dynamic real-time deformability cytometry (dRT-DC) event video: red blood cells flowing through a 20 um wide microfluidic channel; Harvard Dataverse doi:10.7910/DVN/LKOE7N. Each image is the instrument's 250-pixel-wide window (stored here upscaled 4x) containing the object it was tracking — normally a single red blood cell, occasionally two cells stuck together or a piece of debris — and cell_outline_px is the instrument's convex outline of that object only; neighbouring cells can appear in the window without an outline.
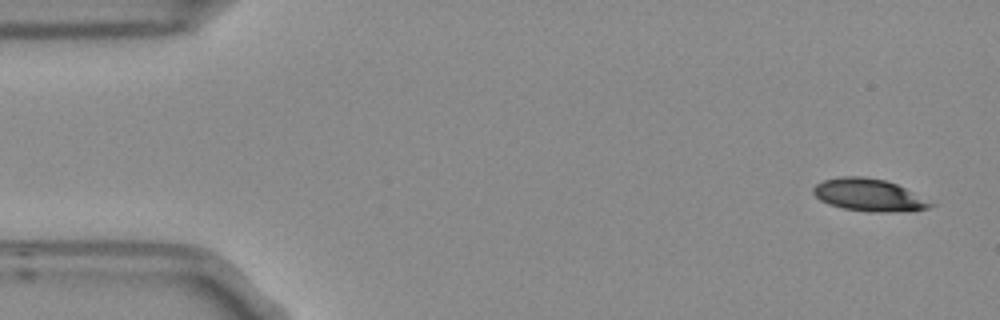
{"species": "Egyptian fruit bat (a non-hibernating species)", "species_latin": "Rousettus aegyptiacus", "temperature_condition": "room temperature", "stored_images_in_passage": 6, "camera_frame_rate_fps": 3000, "um_per_image_px": 0.085, "frame": {"image": 1, "passage_image": 1, "time_ms": 0.0, "image_size_px": [1000, 320], "cell_outline_px": [[936, 204], [928, 208], [888, 212], [868, 212], [844, 208], [828, 204], [820, 200], [812, 192], [812, 188], [816, 184], [824, 180], [840, 176], [864, 176], [884, 180], [896, 184]], "centroid_in_image_um": [73.8, 16.57], "position_along_channel_um": 11.2, "area_um2": 21.91}}
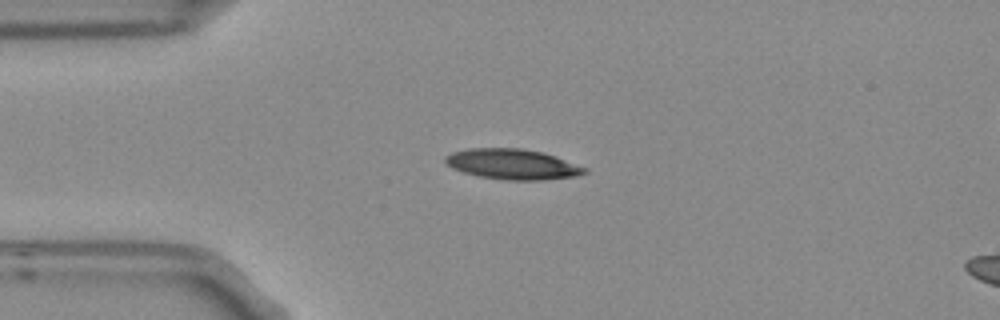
{"frame": {"image": 2, "passage_image": 4, "time_ms": 1.0, "image_size_px": [1000, 320], "cell_outline_px": [[588, 172], [576, 176], [540, 180], [508, 180], [480, 176], [464, 172], [452, 168], [444, 160], [444, 156], [452, 152], [468, 148], [524, 148], [544, 152], [556, 156], [588, 168]], "centroid_in_image_um": [43.59, 13.94], "position_along_channel_um": 41.4, "area_um2": 24.74}}